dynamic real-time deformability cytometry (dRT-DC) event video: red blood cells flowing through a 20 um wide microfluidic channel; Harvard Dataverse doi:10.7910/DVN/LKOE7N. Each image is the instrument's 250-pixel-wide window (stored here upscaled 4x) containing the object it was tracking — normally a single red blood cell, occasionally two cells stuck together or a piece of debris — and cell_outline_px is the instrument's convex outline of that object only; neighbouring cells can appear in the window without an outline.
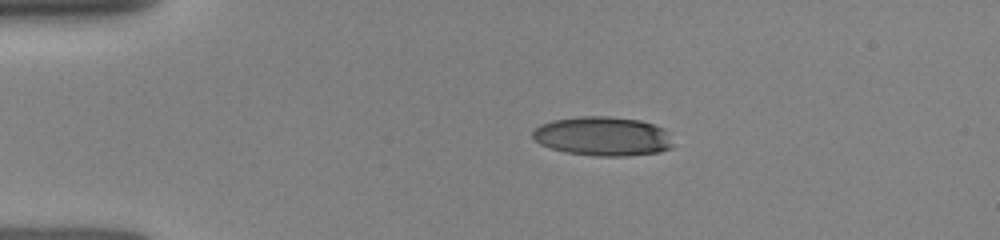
{"species": "human", "species_latin": "Homo sapiens", "temperature_condition": "room temperature", "stored_images_in_passage": 6, "camera_frame_rate_fps": 3000, "um_per_image_px": 0.085, "donor": {"sex": "female"}, "frame": {"image": 1, "passage_image": 1, "time_ms": 0.0, "image_size_px": [1000, 240], "cell_outline_px": [[672, 148], [660, 152], [624, 156], [596, 156], [564, 152], [540, 144], [532, 136], [532, 132], [540, 124], [552, 120], [580, 116], [608, 116], [640, 120], [664, 128], [668, 132], [672, 144]], "centroid_in_image_um": [51.24, 11.58], "position_along_channel_um": 33.8, "area_um2": 32.14}}
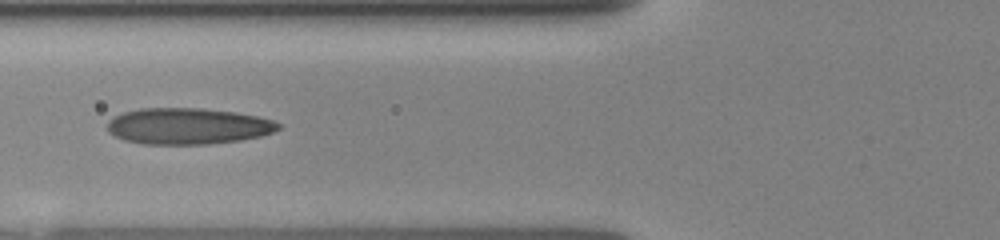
{"frame": {"image": 2, "passage_image": 4, "time_ms": 3.0, "image_size_px": [1000, 240], "cell_outline_px": [[280, 128], [272, 132], [260, 136], [240, 140], [208, 144], [144, 144], [124, 140], [108, 132], [108, 120], [124, 112], [140, 108], [200, 108], [236, 112], [256, 116], [272, 120], [280, 124]], "centroid_in_image_um": [15.96, 10.72], "position_along_channel_um": 109.8, "area_um2": 36.01}}
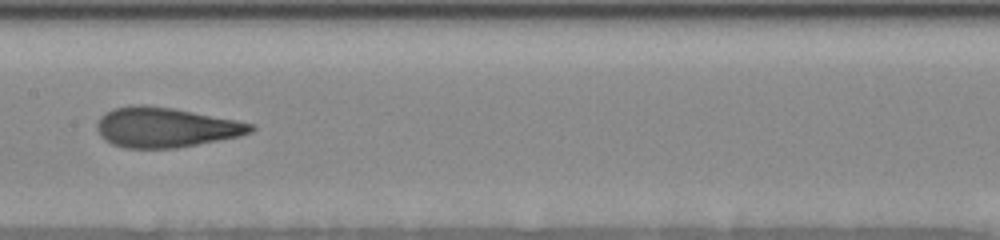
{"frame": {"image": 3, "passage_image": 6, "time_ms": 5.0, "image_size_px": [1000, 240], "cell_outline_px": [[256, 128], [252, 132], [240, 136], [176, 148], [124, 148], [112, 144], [104, 140], [100, 136], [96, 128], [96, 124], [100, 116], [112, 108], [132, 104], [144, 104], [172, 108], [236, 120], [256, 124]], "centroid_in_image_um": [14.05, 10.82], "position_along_channel_um": 193.4, "area_um2": 36.01}}